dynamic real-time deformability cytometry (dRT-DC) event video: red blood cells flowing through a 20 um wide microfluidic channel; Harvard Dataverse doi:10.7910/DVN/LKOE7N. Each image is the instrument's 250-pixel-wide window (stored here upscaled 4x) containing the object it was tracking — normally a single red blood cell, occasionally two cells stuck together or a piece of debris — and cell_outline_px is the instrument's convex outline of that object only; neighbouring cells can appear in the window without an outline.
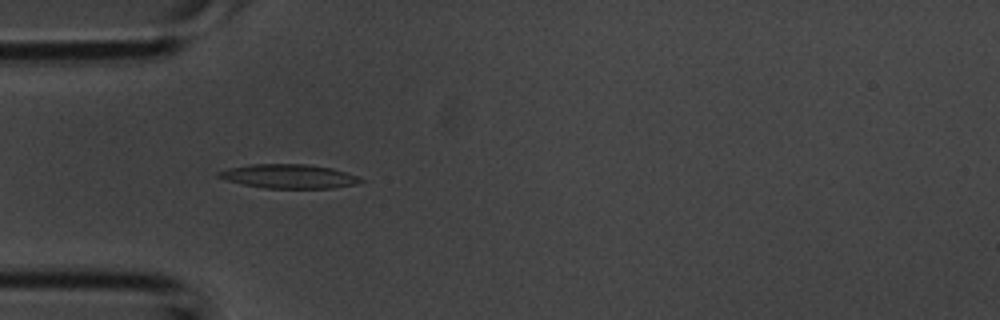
{"species": "common noctule bat (a hibernating species)", "species_latin": "Nyctalus noctula", "temperature_condition": "room temperature", "stored_images_in_passage": 31, "camera_frame_rate_fps": 3000, "um_per_image_px": 0.085, "animal": {"sex": "male", "body_mass_g": 20.1, "forearm_length_mm": 53.5}, "frame": {"image": 1, "passage_image": 5, "time_ms": 1.333, "image_size_px": [1000, 320], "cell_outline_px": [[364, 180], [356, 184], [332, 188], [264, 188], [244, 184], [228, 180], [216, 176], [216, 172], [228, 168], [252, 164], [308, 164], [332, 168], [356, 176]], "centroid_in_image_um": [24.53, 14.98], "position_along_channel_um": 60.5, "area_um2": 19.71}}
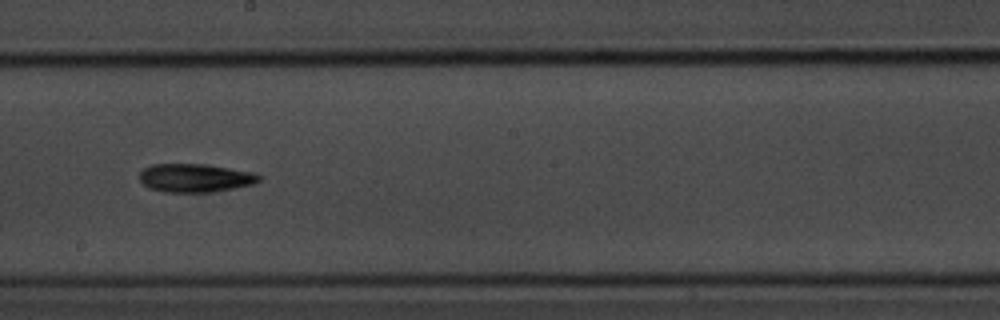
{"frame": {"image": 2, "passage_image": 16, "time_ms": 5.0, "image_size_px": [1000, 320], "cell_outline_px": [[264, 176], [260, 180], [252, 184], [232, 188], [208, 192], [164, 192], [148, 188], [140, 180], [140, 172], [144, 168], [152, 164], [204, 164], [256, 172]], "centroid_in_image_um": [16.6, 15.11], "position_along_channel_um": 231.6, "area_um2": 19.83}}
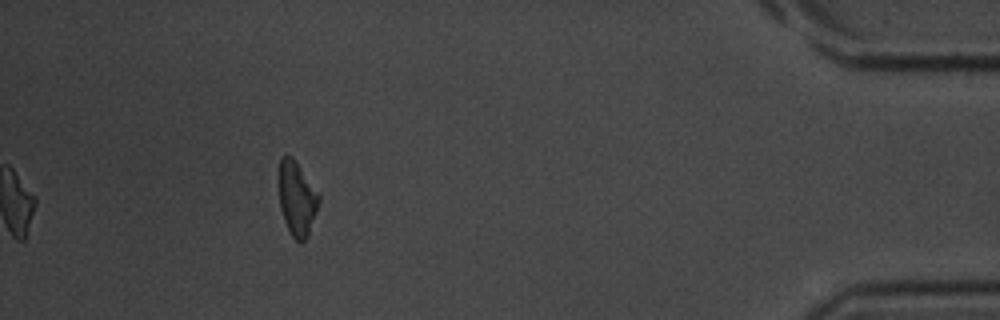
{"frame": {"image": 3, "passage_image": 31, "time_ms": 10.0, "image_size_px": [1000, 320], "cell_outline_px": [[320, 204], [308, 232], [304, 240], [300, 244], [288, 232], [280, 208], [276, 176], [276, 172], [280, 156], [284, 152], [292, 156], [320, 192]], "centroid_in_image_um": [25.19, 16.76], "position_along_channel_um": 410.0, "area_um2": 18.32}}